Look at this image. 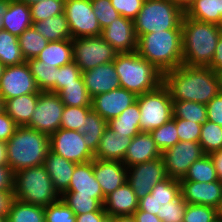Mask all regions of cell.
<instances>
[{"instance_id":"89a4df30","label":"cell","mask_w":222,"mask_h":222,"mask_svg":"<svg viewBox=\"0 0 222 222\" xmlns=\"http://www.w3.org/2000/svg\"><path fill=\"white\" fill-rule=\"evenodd\" d=\"M217 209V216L218 218L222 219V199L218 205V207L216 208Z\"/></svg>"},{"instance_id":"60d3db41","label":"cell","mask_w":222,"mask_h":222,"mask_svg":"<svg viewBox=\"0 0 222 222\" xmlns=\"http://www.w3.org/2000/svg\"><path fill=\"white\" fill-rule=\"evenodd\" d=\"M60 198L70 207L75 215L105 211L103 204L92 196L78 195V192H64Z\"/></svg>"},{"instance_id":"e7e4bbea","label":"cell","mask_w":222,"mask_h":222,"mask_svg":"<svg viewBox=\"0 0 222 222\" xmlns=\"http://www.w3.org/2000/svg\"><path fill=\"white\" fill-rule=\"evenodd\" d=\"M10 0H0V31L3 30V20Z\"/></svg>"},{"instance_id":"8992f818","label":"cell","mask_w":222,"mask_h":222,"mask_svg":"<svg viewBox=\"0 0 222 222\" xmlns=\"http://www.w3.org/2000/svg\"><path fill=\"white\" fill-rule=\"evenodd\" d=\"M14 199L46 207L60 199L44 165L21 169L13 173Z\"/></svg>"},{"instance_id":"d590c367","label":"cell","mask_w":222,"mask_h":222,"mask_svg":"<svg viewBox=\"0 0 222 222\" xmlns=\"http://www.w3.org/2000/svg\"><path fill=\"white\" fill-rule=\"evenodd\" d=\"M40 91L55 93V79L57 67L43 64V61L32 58L26 61Z\"/></svg>"},{"instance_id":"34e18365","label":"cell","mask_w":222,"mask_h":222,"mask_svg":"<svg viewBox=\"0 0 222 222\" xmlns=\"http://www.w3.org/2000/svg\"><path fill=\"white\" fill-rule=\"evenodd\" d=\"M0 222H6V217L0 215Z\"/></svg>"},{"instance_id":"44dd1931","label":"cell","mask_w":222,"mask_h":222,"mask_svg":"<svg viewBox=\"0 0 222 222\" xmlns=\"http://www.w3.org/2000/svg\"><path fill=\"white\" fill-rule=\"evenodd\" d=\"M93 172L104 197L127 182V167L121 161L93 159Z\"/></svg>"},{"instance_id":"e0dca14e","label":"cell","mask_w":222,"mask_h":222,"mask_svg":"<svg viewBox=\"0 0 222 222\" xmlns=\"http://www.w3.org/2000/svg\"><path fill=\"white\" fill-rule=\"evenodd\" d=\"M117 53L137 51L138 38L134 30V21L123 16L116 18L100 35Z\"/></svg>"},{"instance_id":"4dcf8cb0","label":"cell","mask_w":222,"mask_h":222,"mask_svg":"<svg viewBox=\"0 0 222 222\" xmlns=\"http://www.w3.org/2000/svg\"><path fill=\"white\" fill-rule=\"evenodd\" d=\"M32 26L49 42L72 39L69 24L64 13L49 17L44 21L33 22Z\"/></svg>"},{"instance_id":"bcb514c9","label":"cell","mask_w":222,"mask_h":222,"mask_svg":"<svg viewBox=\"0 0 222 222\" xmlns=\"http://www.w3.org/2000/svg\"><path fill=\"white\" fill-rule=\"evenodd\" d=\"M217 209L208 205L187 204L182 222H213Z\"/></svg>"},{"instance_id":"8d00e7d4","label":"cell","mask_w":222,"mask_h":222,"mask_svg":"<svg viewBox=\"0 0 222 222\" xmlns=\"http://www.w3.org/2000/svg\"><path fill=\"white\" fill-rule=\"evenodd\" d=\"M22 55L18 37L10 32L0 31V62L5 66L18 65L25 62Z\"/></svg>"},{"instance_id":"6f0895ef","label":"cell","mask_w":222,"mask_h":222,"mask_svg":"<svg viewBox=\"0 0 222 222\" xmlns=\"http://www.w3.org/2000/svg\"><path fill=\"white\" fill-rule=\"evenodd\" d=\"M208 67L222 77V35L218 40L213 60Z\"/></svg>"},{"instance_id":"603a6c76","label":"cell","mask_w":222,"mask_h":222,"mask_svg":"<svg viewBox=\"0 0 222 222\" xmlns=\"http://www.w3.org/2000/svg\"><path fill=\"white\" fill-rule=\"evenodd\" d=\"M161 154L151 134L149 132H140L132 138L122 163L126 167H130L138 163L158 159Z\"/></svg>"},{"instance_id":"7dc6e473","label":"cell","mask_w":222,"mask_h":222,"mask_svg":"<svg viewBox=\"0 0 222 222\" xmlns=\"http://www.w3.org/2000/svg\"><path fill=\"white\" fill-rule=\"evenodd\" d=\"M45 222H76V215L60 198L45 207Z\"/></svg>"},{"instance_id":"6da1fadb","label":"cell","mask_w":222,"mask_h":222,"mask_svg":"<svg viewBox=\"0 0 222 222\" xmlns=\"http://www.w3.org/2000/svg\"><path fill=\"white\" fill-rule=\"evenodd\" d=\"M163 84L172 101H193L204 105L222 91V77L211 68L184 64L165 72Z\"/></svg>"},{"instance_id":"7bdbcfd3","label":"cell","mask_w":222,"mask_h":222,"mask_svg":"<svg viewBox=\"0 0 222 222\" xmlns=\"http://www.w3.org/2000/svg\"><path fill=\"white\" fill-rule=\"evenodd\" d=\"M149 133L161 153L179 142L176 124L173 119H170L159 128L151 130Z\"/></svg>"},{"instance_id":"680465c9","label":"cell","mask_w":222,"mask_h":222,"mask_svg":"<svg viewBox=\"0 0 222 222\" xmlns=\"http://www.w3.org/2000/svg\"><path fill=\"white\" fill-rule=\"evenodd\" d=\"M106 211H95L76 215V222H101L106 216Z\"/></svg>"},{"instance_id":"74e56055","label":"cell","mask_w":222,"mask_h":222,"mask_svg":"<svg viewBox=\"0 0 222 222\" xmlns=\"http://www.w3.org/2000/svg\"><path fill=\"white\" fill-rule=\"evenodd\" d=\"M216 169L213 165L210 155L205 154L199 160L195 161L186 173L183 179L179 181H195L200 183H209L218 181Z\"/></svg>"},{"instance_id":"f6af8a7d","label":"cell","mask_w":222,"mask_h":222,"mask_svg":"<svg viewBox=\"0 0 222 222\" xmlns=\"http://www.w3.org/2000/svg\"><path fill=\"white\" fill-rule=\"evenodd\" d=\"M64 3L65 0H42L29 6L32 23L64 13Z\"/></svg>"},{"instance_id":"ee69618b","label":"cell","mask_w":222,"mask_h":222,"mask_svg":"<svg viewBox=\"0 0 222 222\" xmlns=\"http://www.w3.org/2000/svg\"><path fill=\"white\" fill-rule=\"evenodd\" d=\"M91 107L65 106L62 113L60 128L80 131L86 124V117Z\"/></svg>"},{"instance_id":"681fc988","label":"cell","mask_w":222,"mask_h":222,"mask_svg":"<svg viewBox=\"0 0 222 222\" xmlns=\"http://www.w3.org/2000/svg\"><path fill=\"white\" fill-rule=\"evenodd\" d=\"M82 75V71L74 61L61 66L56 70L55 93H58L64 85L76 83V80Z\"/></svg>"},{"instance_id":"52a82bcc","label":"cell","mask_w":222,"mask_h":222,"mask_svg":"<svg viewBox=\"0 0 222 222\" xmlns=\"http://www.w3.org/2000/svg\"><path fill=\"white\" fill-rule=\"evenodd\" d=\"M185 13L172 0H144L134 21L137 38L163 30L182 29Z\"/></svg>"},{"instance_id":"2644e50d","label":"cell","mask_w":222,"mask_h":222,"mask_svg":"<svg viewBox=\"0 0 222 222\" xmlns=\"http://www.w3.org/2000/svg\"><path fill=\"white\" fill-rule=\"evenodd\" d=\"M101 222H113V216L107 215Z\"/></svg>"},{"instance_id":"f35d334b","label":"cell","mask_w":222,"mask_h":222,"mask_svg":"<svg viewBox=\"0 0 222 222\" xmlns=\"http://www.w3.org/2000/svg\"><path fill=\"white\" fill-rule=\"evenodd\" d=\"M19 46L25 60L36 58L49 41L32 26L18 37Z\"/></svg>"},{"instance_id":"e575fe53","label":"cell","mask_w":222,"mask_h":222,"mask_svg":"<svg viewBox=\"0 0 222 222\" xmlns=\"http://www.w3.org/2000/svg\"><path fill=\"white\" fill-rule=\"evenodd\" d=\"M58 94L65 106L91 107L92 98L86 89L82 75L76 83L64 85Z\"/></svg>"},{"instance_id":"c3c4849f","label":"cell","mask_w":222,"mask_h":222,"mask_svg":"<svg viewBox=\"0 0 222 222\" xmlns=\"http://www.w3.org/2000/svg\"><path fill=\"white\" fill-rule=\"evenodd\" d=\"M91 5L101 29H104L116 18L121 16L112 6L110 0H91Z\"/></svg>"},{"instance_id":"30bf717a","label":"cell","mask_w":222,"mask_h":222,"mask_svg":"<svg viewBox=\"0 0 222 222\" xmlns=\"http://www.w3.org/2000/svg\"><path fill=\"white\" fill-rule=\"evenodd\" d=\"M64 107L58 93L41 91L35 111L26 127L50 136L60 129Z\"/></svg>"},{"instance_id":"91938a15","label":"cell","mask_w":222,"mask_h":222,"mask_svg":"<svg viewBox=\"0 0 222 222\" xmlns=\"http://www.w3.org/2000/svg\"><path fill=\"white\" fill-rule=\"evenodd\" d=\"M14 199L13 191H0V215L6 217L11 201Z\"/></svg>"},{"instance_id":"5bb4252c","label":"cell","mask_w":222,"mask_h":222,"mask_svg":"<svg viewBox=\"0 0 222 222\" xmlns=\"http://www.w3.org/2000/svg\"><path fill=\"white\" fill-rule=\"evenodd\" d=\"M167 177L162 157L127 167V182L138 200L149 194L157 183Z\"/></svg>"},{"instance_id":"7c38bea8","label":"cell","mask_w":222,"mask_h":222,"mask_svg":"<svg viewBox=\"0 0 222 222\" xmlns=\"http://www.w3.org/2000/svg\"><path fill=\"white\" fill-rule=\"evenodd\" d=\"M204 155L199 142L180 141L163 151L161 157L167 176L180 180L185 177L189 167Z\"/></svg>"},{"instance_id":"4316f807","label":"cell","mask_w":222,"mask_h":222,"mask_svg":"<svg viewBox=\"0 0 222 222\" xmlns=\"http://www.w3.org/2000/svg\"><path fill=\"white\" fill-rule=\"evenodd\" d=\"M30 7L18 0H10L4 15L3 30L19 37L32 27Z\"/></svg>"},{"instance_id":"484cf974","label":"cell","mask_w":222,"mask_h":222,"mask_svg":"<svg viewBox=\"0 0 222 222\" xmlns=\"http://www.w3.org/2000/svg\"><path fill=\"white\" fill-rule=\"evenodd\" d=\"M131 140L132 137L114 133V131L107 127L94 153V158L122 162Z\"/></svg>"},{"instance_id":"2e32d148","label":"cell","mask_w":222,"mask_h":222,"mask_svg":"<svg viewBox=\"0 0 222 222\" xmlns=\"http://www.w3.org/2000/svg\"><path fill=\"white\" fill-rule=\"evenodd\" d=\"M180 195L179 180L167 177L157 183L149 194L139 200L138 210L157 215L161 221L165 222L169 202L176 200Z\"/></svg>"},{"instance_id":"3957f363","label":"cell","mask_w":222,"mask_h":222,"mask_svg":"<svg viewBox=\"0 0 222 222\" xmlns=\"http://www.w3.org/2000/svg\"><path fill=\"white\" fill-rule=\"evenodd\" d=\"M137 52L162 74L183 64L182 29L141 35Z\"/></svg>"},{"instance_id":"11a10c76","label":"cell","mask_w":222,"mask_h":222,"mask_svg":"<svg viewBox=\"0 0 222 222\" xmlns=\"http://www.w3.org/2000/svg\"><path fill=\"white\" fill-rule=\"evenodd\" d=\"M18 125L3 111L0 113V140L8 141L16 131Z\"/></svg>"},{"instance_id":"753ad0ef","label":"cell","mask_w":222,"mask_h":222,"mask_svg":"<svg viewBox=\"0 0 222 222\" xmlns=\"http://www.w3.org/2000/svg\"><path fill=\"white\" fill-rule=\"evenodd\" d=\"M4 111V100L3 98L0 96V113H2Z\"/></svg>"},{"instance_id":"816d5d0a","label":"cell","mask_w":222,"mask_h":222,"mask_svg":"<svg viewBox=\"0 0 222 222\" xmlns=\"http://www.w3.org/2000/svg\"><path fill=\"white\" fill-rule=\"evenodd\" d=\"M121 16L134 20L140 12L144 0H110Z\"/></svg>"},{"instance_id":"277c9868","label":"cell","mask_w":222,"mask_h":222,"mask_svg":"<svg viewBox=\"0 0 222 222\" xmlns=\"http://www.w3.org/2000/svg\"><path fill=\"white\" fill-rule=\"evenodd\" d=\"M50 150V136L35 129L18 126L7 141L8 167L12 173L44 164Z\"/></svg>"},{"instance_id":"db71d44e","label":"cell","mask_w":222,"mask_h":222,"mask_svg":"<svg viewBox=\"0 0 222 222\" xmlns=\"http://www.w3.org/2000/svg\"><path fill=\"white\" fill-rule=\"evenodd\" d=\"M207 120L222 126V91L207 104Z\"/></svg>"},{"instance_id":"be15d7a7","label":"cell","mask_w":222,"mask_h":222,"mask_svg":"<svg viewBox=\"0 0 222 222\" xmlns=\"http://www.w3.org/2000/svg\"><path fill=\"white\" fill-rule=\"evenodd\" d=\"M0 166H8L7 142L0 140Z\"/></svg>"},{"instance_id":"f907efd6","label":"cell","mask_w":222,"mask_h":222,"mask_svg":"<svg viewBox=\"0 0 222 222\" xmlns=\"http://www.w3.org/2000/svg\"><path fill=\"white\" fill-rule=\"evenodd\" d=\"M175 121L179 142H199L202 124L193 123L184 119L172 118Z\"/></svg>"},{"instance_id":"d6986e66","label":"cell","mask_w":222,"mask_h":222,"mask_svg":"<svg viewBox=\"0 0 222 222\" xmlns=\"http://www.w3.org/2000/svg\"><path fill=\"white\" fill-rule=\"evenodd\" d=\"M180 193L187 204L208 205L217 208L222 199V181L200 183L179 181Z\"/></svg>"},{"instance_id":"03108f58","label":"cell","mask_w":222,"mask_h":222,"mask_svg":"<svg viewBox=\"0 0 222 222\" xmlns=\"http://www.w3.org/2000/svg\"><path fill=\"white\" fill-rule=\"evenodd\" d=\"M184 13L194 3L195 0H172Z\"/></svg>"},{"instance_id":"8fae6325","label":"cell","mask_w":222,"mask_h":222,"mask_svg":"<svg viewBox=\"0 0 222 222\" xmlns=\"http://www.w3.org/2000/svg\"><path fill=\"white\" fill-rule=\"evenodd\" d=\"M64 14L72 39L101 35V26L92 9L91 0H65Z\"/></svg>"},{"instance_id":"1f68e13d","label":"cell","mask_w":222,"mask_h":222,"mask_svg":"<svg viewBox=\"0 0 222 222\" xmlns=\"http://www.w3.org/2000/svg\"><path fill=\"white\" fill-rule=\"evenodd\" d=\"M185 16L222 27V0H195Z\"/></svg>"},{"instance_id":"83f0119b","label":"cell","mask_w":222,"mask_h":222,"mask_svg":"<svg viewBox=\"0 0 222 222\" xmlns=\"http://www.w3.org/2000/svg\"><path fill=\"white\" fill-rule=\"evenodd\" d=\"M40 93L21 95L4 101V111L18 125L26 126L35 111Z\"/></svg>"},{"instance_id":"a7ac6f4b","label":"cell","mask_w":222,"mask_h":222,"mask_svg":"<svg viewBox=\"0 0 222 222\" xmlns=\"http://www.w3.org/2000/svg\"><path fill=\"white\" fill-rule=\"evenodd\" d=\"M18 1H21V2L25 3L28 6H31L35 3H38L40 1H42V0H18Z\"/></svg>"},{"instance_id":"9c48e42d","label":"cell","mask_w":222,"mask_h":222,"mask_svg":"<svg viewBox=\"0 0 222 222\" xmlns=\"http://www.w3.org/2000/svg\"><path fill=\"white\" fill-rule=\"evenodd\" d=\"M72 46L73 61L82 72L113 62L117 55L113 47L101 36L72 39Z\"/></svg>"},{"instance_id":"ba28073f","label":"cell","mask_w":222,"mask_h":222,"mask_svg":"<svg viewBox=\"0 0 222 222\" xmlns=\"http://www.w3.org/2000/svg\"><path fill=\"white\" fill-rule=\"evenodd\" d=\"M136 101L141 114V132H150L173 118V101L163 83L155 90L138 95Z\"/></svg>"},{"instance_id":"836d02e7","label":"cell","mask_w":222,"mask_h":222,"mask_svg":"<svg viewBox=\"0 0 222 222\" xmlns=\"http://www.w3.org/2000/svg\"><path fill=\"white\" fill-rule=\"evenodd\" d=\"M108 122L91 109L86 117V124L80 132L83 134V139L88 148L95 153L104 130L107 128Z\"/></svg>"},{"instance_id":"cb8c5ba5","label":"cell","mask_w":222,"mask_h":222,"mask_svg":"<svg viewBox=\"0 0 222 222\" xmlns=\"http://www.w3.org/2000/svg\"><path fill=\"white\" fill-rule=\"evenodd\" d=\"M77 163L49 150L44 160V167L52 180L54 189L61 196L68 188Z\"/></svg>"},{"instance_id":"7402d4cb","label":"cell","mask_w":222,"mask_h":222,"mask_svg":"<svg viewBox=\"0 0 222 222\" xmlns=\"http://www.w3.org/2000/svg\"><path fill=\"white\" fill-rule=\"evenodd\" d=\"M65 192H78V195L92 196L104 204L105 197L93 172V160L75 165L69 188Z\"/></svg>"},{"instance_id":"003e7915","label":"cell","mask_w":222,"mask_h":222,"mask_svg":"<svg viewBox=\"0 0 222 222\" xmlns=\"http://www.w3.org/2000/svg\"><path fill=\"white\" fill-rule=\"evenodd\" d=\"M113 222H136L133 215L113 216Z\"/></svg>"},{"instance_id":"f546056e","label":"cell","mask_w":222,"mask_h":222,"mask_svg":"<svg viewBox=\"0 0 222 222\" xmlns=\"http://www.w3.org/2000/svg\"><path fill=\"white\" fill-rule=\"evenodd\" d=\"M140 108L136 102L131 104L118 117L112 118L108 121V128L114 133L134 137L140 133Z\"/></svg>"},{"instance_id":"9f6ffc18","label":"cell","mask_w":222,"mask_h":222,"mask_svg":"<svg viewBox=\"0 0 222 222\" xmlns=\"http://www.w3.org/2000/svg\"><path fill=\"white\" fill-rule=\"evenodd\" d=\"M0 191H13V173L8 166H0Z\"/></svg>"},{"instance_id":"4fadbf2b","label":"cell","mask_w":222,"mask_h":222,"mask_svg":"<svg viewBox=\"0 0 222 222\" xmlns=\"http://www.w3.org/2000/svg\"><path fill=\"white\" fill-rule=\"evenodd\" d=\"M50 150L75 163H85L94 159L80 131L60 128L50 135Z\"/></svg>"},{"instance_id":"ffe728a7","label":"cell","mask_w":222,"mask_h":222,"mask_svg":"<svg viewBox=\"0 0 222 222\" xmlns=\"http://www.w3.org/2000/svg\"><path fill=\"white\" fill-rule=\"evenodd\" d=\"M82 78L91 98L121 87L114 62L101 64L88 71H83Z\"/></svg>"},{"instance_id":"f1b7e54d","label":"cell","mask_w":222,"mask_h":222,"mask_svg":"<svg viewBox=\"0 0 222 222\" xmlns=\"http://www.w3.org/2000/svg\"><path fill=\"white\" fill-rule=\"evenodd\" d=\"M36 58L57 68L65 66L73 61L72 39L49 42Z\"/></svg>"},{"instance_id":"f5cc1de1","label":"cell","mask_w":222,"mask_h":222,"mask_svg":"<svg viewBox=\"0 0 222 222\" xmlns=\"http://www.w3.org/2000/svg\"><path fill=\"white\" fill-rule=\"evenodd\" d=\"M186 207L187 203L181 195L176 200L169 202L165 222H182Z\"/></svg>"},{"instance_id":"ac0fdd59","label":"cell","mask_w":222,"mask_h":222,"mask_svg":"<svg viewBox=\"0 0 222 222\" xmlns=\"http://www.w3.org/2000/svg\"><path fill=\"white\" fill-rule=\"evenodd\" d=\"M137 95L122 87L94 96L91 108L107 122L118 117L131 104L136 102Z\"/></svg>"},{"instance_id":"5b68a950","label":"cell","mask_w":222,"mask_h":222,"mask_svg":"<svg viewBox=\"0 0 222 222\" xmlns=\"http://www.w3.org/2000/svg\"><path fill=\"white\" fill-rule=\"evenodd\" d=\"M113 62L120 86L137 96L155 90L163 83V74L137 51L117 53Z\"/></svg>"},{"instance_id":"d4e9b609","label":"cell","mask_w":222,"mask_h":222,"mask_svg":"<svg viewBox=\"0 0 222 222\" xmlns=\"http://www.w3.org/2000/svg\"><path fill=\"white\" fill-rule=\"evenodd\" d=\"M139 200L128 182L105 197L103 208L110 216L133 215Z\"/></svg>"},{"instance_id":"6125c7cd","label":"cell","mask_w":222,"mask_h":222,"mask_svg":"<svg viewBox=\"0 0 222 222\" xmlns=\"http://www.w3.org/2000/svg\"><path fill=\"white\" fill-rule=\"evenodd\" d=\"M216 169L217 177L222 181V149L209 154Z\"/></svg>"},{"instance_id":"7a4b0ae2","label":"cell","mask_w":222,"mask_h":222,"mask_svg":"<svg viewBox=\"0 0 222 222\" xmlns=\"http://www.w3.org/2000/svg\"><path fill=\"white\" fill-rule=\"evenodd\" d=\"M222 27L185 15L182 19L183 64L208 67L213 60Z\"/></svg>"},{"instance_id":"b9f144b4","label":"cell","mask_w":222,"mask_h":222,"mask_svg":"<svg viewBox=\"0 0 222 222\" xmlns=\"http://www.w3.org/2000/svg\"><path fill=\"white\" fill-rule=\"evenodd\" d=\"M199 144L203 153L208 155L222 149V126L208 120L205 121L201 126Z\"/></svg>"},{"instance_id":"9a60e30c","label":"cell","mask_w":222,"mask_h":222,"mask_svg":"<svg viewBox=\"0 0 222 222\" xmlns=\"http://www.w3.org/2000/svg\"><path fill=\"white\" fill-rule=\"evenodd\" d=\"M41 93L27 62L6 66L0 79V96L3 100L21 95Z\"/></svg>"},{"instance_id":"8c879c8a","label":"cell","mask_w":222,"mask_h":222,"mask_svg":"<svg viewBox=\"0 0 222 222\" xmlns=\"http://www.w3.org/2000/svg\"><path fill=\"white\" fill-rule=\"evenodd\" d=\"M5 68H6V66L0 62V79L4 73Z\"/></svg>"},{"instance_id":"d6a6232c","label":"cell","mask_w":222,"mask_h":222,"mask_svg":"<svg viewBox=\"0 0 222 222\" xmlns=\"http://www.w3.org/2000/svg\"><path fill=\"white\" fill-rule=\"evenodd\" d=\"M6 222H45V207L13 199Z\"/></svg>"},{"instance_id":"ab89813d","label":"cell","mask_w":222,"mask_h":222,"mask_svg":"<svg viewBox=\"0 0 222 222\" xmlns=\"http://www.w3.org/2000/svg\"><path fill=\"white\" fill-rule=\"evenodd\" d=\"M173 118L203 124L207 121L206 105L193 101H173Z\"/></svg>"},{"instance_id":"94428289","label":"cell","mask_w":222,"mask_h":222,"mask_svg":"<svg viewBox=\"0 0 222 222\" xmlns=\"http://www.w3.org/2000/svg\"><path fill=\"white\" fill-rule=\"evenodd\" d=\"M133 216L136 222H163L157 215L150 214L149 212L141 211L138 209L133 213Z\"/></svg>"},{"instance_id":"11e5206c","label":"cell","mask_w":222,"mask_h":222,"mask_svg":"<svg viewBox=\"0 0 222 222\" xmlns=\"http://www.w3.org/2000/svg\"><path fill=\"white\" fill-rule=\"evenodd\" d=\"M213 222H222V219L216 218Z\"/></svg>"}]
</instances>
